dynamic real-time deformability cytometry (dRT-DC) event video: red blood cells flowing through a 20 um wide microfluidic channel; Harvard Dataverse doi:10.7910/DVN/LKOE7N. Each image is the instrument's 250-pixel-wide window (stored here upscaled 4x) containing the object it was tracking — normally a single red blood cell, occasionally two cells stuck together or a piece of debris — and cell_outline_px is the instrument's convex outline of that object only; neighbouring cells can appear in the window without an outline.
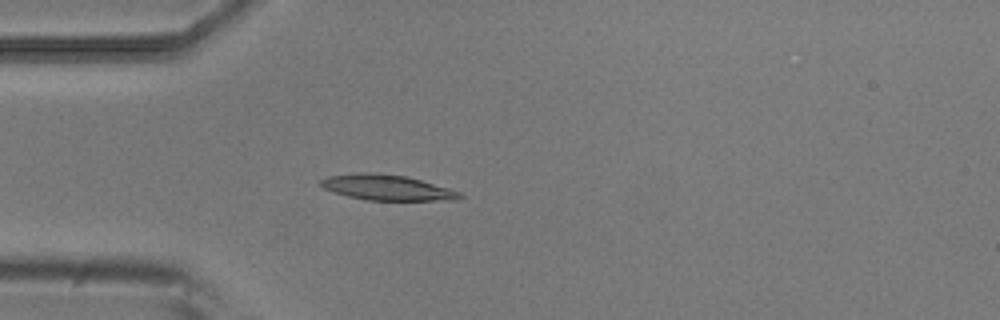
{"species": "common noctule bat (a hibernating species)", "species_latin": "Nyctalus noctula", "temperature_condition": "room temperature", "stored_images_in_passage": 4, "camera_frame_rate_fps": 3000, "um_per_image_px": 0.085, "animal": {"sex": "male", "body_mass_g": 20.5, "forearm_length_mm": 52.5}, "frame": {"image": 1, "passage_image": 4, "time_ms": 1.0, "image_size_px": [1000, 320], "cell_outline_px": [[464, 196], [456, 200], [364, 200], [332, 192], [324, 188], [320, 184], [320, 180], [328, 176], [360, 172], [380, 172], [404, 176], [420, 180], [448, 188], [460, 192]], "centroid_in_image_um": [32.86, 15.93], "position_along_channel_um": 52.1, "area_um2": 20.63}}